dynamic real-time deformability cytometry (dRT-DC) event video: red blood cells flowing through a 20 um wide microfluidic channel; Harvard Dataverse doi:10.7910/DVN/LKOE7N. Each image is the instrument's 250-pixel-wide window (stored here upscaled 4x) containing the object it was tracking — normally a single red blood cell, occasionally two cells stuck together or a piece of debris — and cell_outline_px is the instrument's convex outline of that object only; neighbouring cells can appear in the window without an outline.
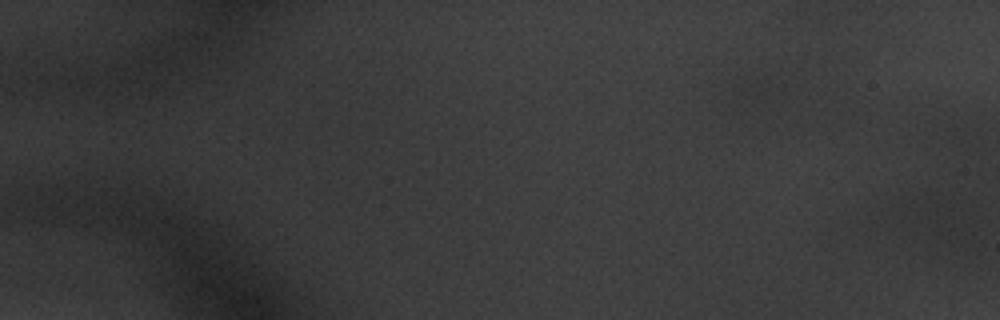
{"species": "common noctule bat (a hibernating species)", "species_latin": "Nyctalus noctula", "temperature_condition": "warm", "stored_images_in_passage": 2, "camera_frame_rate_fps": 3000, "um_per_image_px": 0.085, "animal": {"sex": "male", "body_mass_g": 20.1, "forearm_length_mm": 53.5}, "frame": {"image": 1, "passage_image": 2, "time_ms": 0.333, "image_size_px": [1000, 320], "cell_outline_px": [[976, 204], [972, 232], [944, 232], [888, 224], [888, 208], [924, 192], [952, 192], [976, 196]], "centroid_in_image_um": [79.54, 18.04], "position_along_channel_um": 5.5, "area_um2": 20.98}}